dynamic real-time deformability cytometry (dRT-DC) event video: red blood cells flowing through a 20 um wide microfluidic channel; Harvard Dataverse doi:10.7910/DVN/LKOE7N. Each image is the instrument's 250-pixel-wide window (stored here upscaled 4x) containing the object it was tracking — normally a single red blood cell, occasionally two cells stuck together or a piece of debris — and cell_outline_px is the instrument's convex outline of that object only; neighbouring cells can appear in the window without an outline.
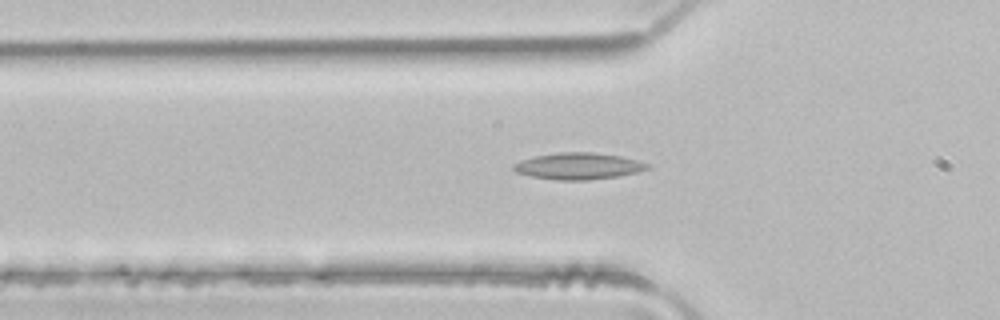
{"species": "common noctule bat (a hibernating species)", "species_latin": "Nyctalus noctula", "temperature_condition": "room temperature", "stored_images_in_passage": 37, "camera_frame_rate_fps": 3000, "um_per_image_px": 0.085, "animal": {"sex": "male", "body_mass_g": 21.5, "forearm_length_mm": 52.0}, "frame": {"image": 1, "passage_image": 7, "time_ms": 2.0, "image_size_px": [1000, 320], "cell_outline_px": [[652, 168], [620, 176], [588, 180], [556, 180], [532, 176], [516, 172], [512, 168], [512, 164], [520, 160], [536, 156], [560, 152], [592, 152], [620, 156], [652, 164]], "centroid_in_image_um": [49.19, 14.12], "position_along_channel_um": 76.6, "area_um2": 20.81}}
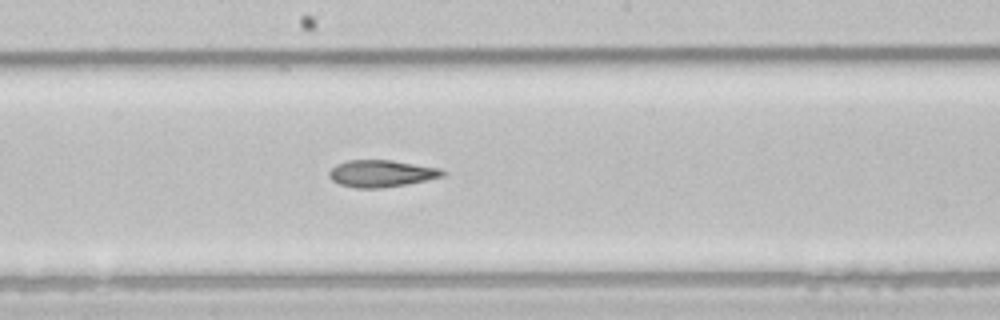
{"frame": {"image": 2, "passage_image": 17, "time_ms": 5.333, "image_size_px": [1000, 320], "cell_outline_px": [[448, 172], [444, 176], [408, 184], [380, 188], [356, 188], [340, 184], [332, 180], [328, 176], [328, 172], [336, 164], [348, 160], [392, 160], [440, 168]], "centroid_in_image_um": [32.43, 14.74], "position_along_channel_um": 215.8, "area_um2": 17.92}}
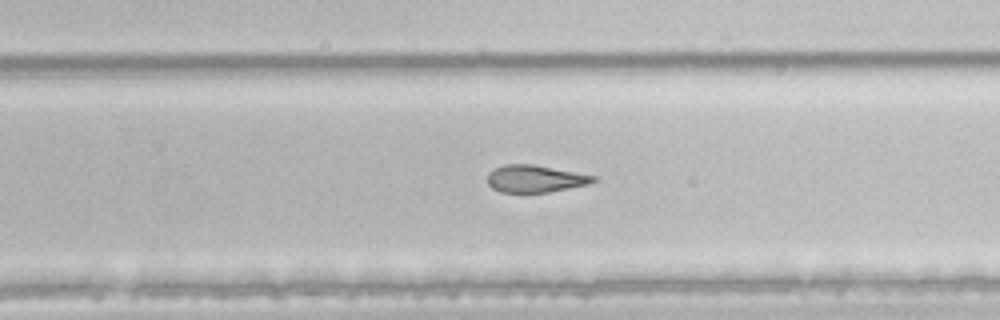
{"frame": {"image": 3, "passage_image": 22, "time_ms": 7.0, "image_size_px": [1000, 320], "cell_outline_px": [[596, 180], [588, 184], [548, 192], [500, 192], [492, 188], [488, 184], [488, 172], [504, 164], [532, 164], [596, 176]], "centroid_in_image_um": [45.45, 15.19], "position_along_channel_um": 284.3, "area_um2": 16.59}}